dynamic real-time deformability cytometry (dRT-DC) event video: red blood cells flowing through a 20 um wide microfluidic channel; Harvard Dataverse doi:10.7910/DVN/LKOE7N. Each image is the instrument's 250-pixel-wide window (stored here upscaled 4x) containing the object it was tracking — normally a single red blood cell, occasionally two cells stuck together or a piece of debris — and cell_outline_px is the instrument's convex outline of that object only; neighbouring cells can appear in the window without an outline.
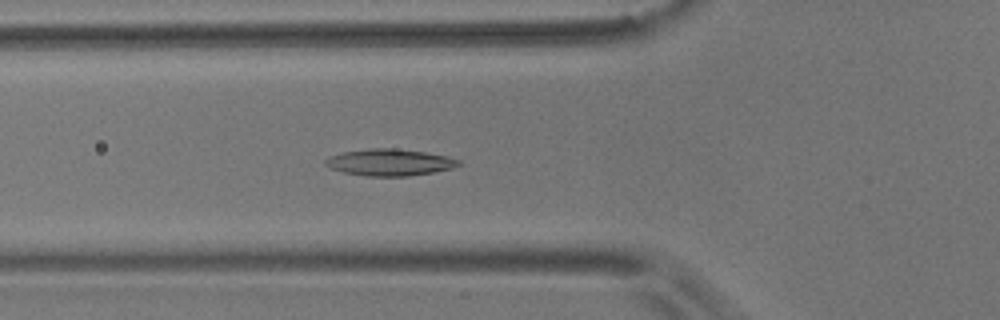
{"species": "common noctule bat (a hibernating species)", "species_latin": "Nyctalus noctula", "temperature_condition": "room temperature", "stored_images_in_passage": 55, "camera_frame_rate_fps": 3000, "um_per_image_px": 0.085, "animal": {"sex": "male", "body_mass_g": 17.9}, "frame": {"image": 1, "passage_image": 19, "time_ms": 6.0, "image_size_px": [1000, 320], "cell_outline_px": [[460, 164], [452, 168], [432, 172], [408, 176], [368, 176], [344, 172], [332, 168], [324, 164], [324, 160], [332, 156], [344, 152], [368, 148], [396, 148], [424, 152], [448, 156], [460, 160]], "centroid_in_image_um": [33.14, 13.79], "position_along_channel_um": 92.7, "area_um2": 20.52}}
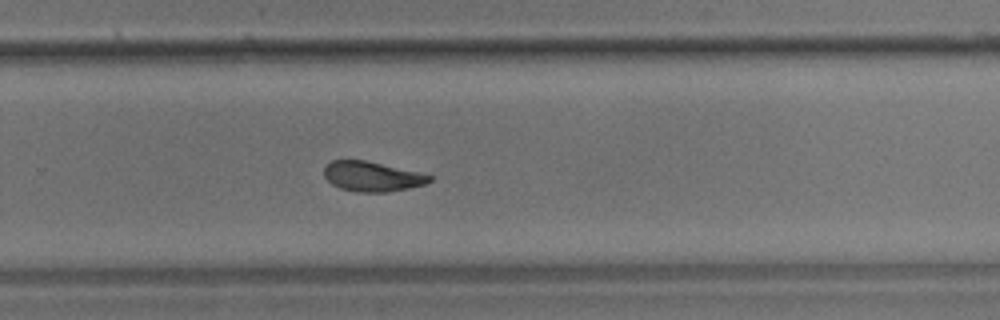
{"frame": {"image": 2, "passage_image": 36, "time_ms": 11.667, "image_size_px": [1000, 320], "cell_outline_px": [[432, 180], [424, 184], [408, 188], [388, 192], [356, 192], [340, 188], [332, 184], [324, 176], [324, 168], [332, 160], [364, 160], [420, 172], [432, 176]], "centroid_in_image_um": [31.62, 15.0], "position_along_channel_um": 298.2, "area_um2": 18.26}}
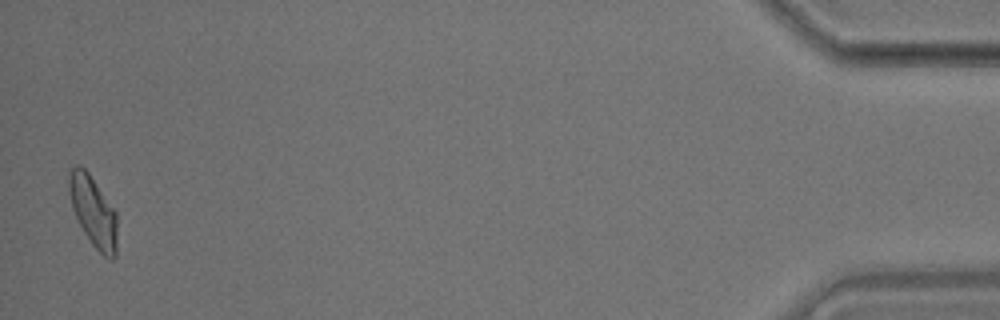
{"frame": {"image": 3, "passage_image": 54, "time_ms": 17.667, "image_size_px": [1000, 320], "cell_outline_px": [[116, 256], [112, 260], [108, 260], [92, 244], [84, 232], [72, 208], [68, 192], [68, 168], [76, 164], [80, 164], [88, 172], [116, 212]], "centroid_in_image_um": [7.89, 17.94], "position_along_channel_um": 427.3, "area_um2": 19.83}, "authors_computed_cell_mechanics": {"area_um2": 19.7098, "velocity_mm_per_s": 3.6216, "shape_relaxation_time_tau1_ms": 6.1643, "shape_relaxation_time_tau2_ms": 2.0627, "deformation_change_tau1": 0.1453, "deformation_change_tau2": 0.0815}}